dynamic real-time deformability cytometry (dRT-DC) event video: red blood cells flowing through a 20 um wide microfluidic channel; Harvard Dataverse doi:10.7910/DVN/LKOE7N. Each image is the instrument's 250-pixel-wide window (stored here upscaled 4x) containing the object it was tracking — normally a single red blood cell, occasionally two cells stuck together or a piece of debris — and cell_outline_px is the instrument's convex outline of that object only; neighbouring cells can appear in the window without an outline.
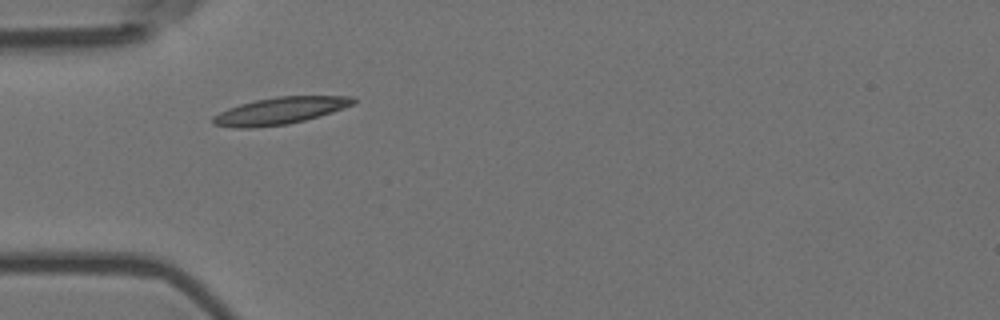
{"species": "Egyptian fruit bat (a non-hibernating species)", "species_latin": "Rousettus aegyptiacus", "temperature_condition": "room temperature", "stored_images_in_passage": 4, "camera_frame_rate_fps": 3000, "um_per_image_px": 0.085, "animal": {"sex": "female"}, "frame": {"image": 1, "passage_image": 1, "time_ms": 0.0, "image_size_px": [1000, 320], "cell_outline_px": [[356, 100], [352, 104], [332, 112], [304, 120], [288, 124], [252, 128], [236, 128], [212, 124], [212, 116], [228, 108], [240, 104], [256, 100], [276, 96], [352, 96]], "centroid_in_image_um": [23.75, 9.42], "position_along_channel_um": 61.2, "area_um2": 21.91}}
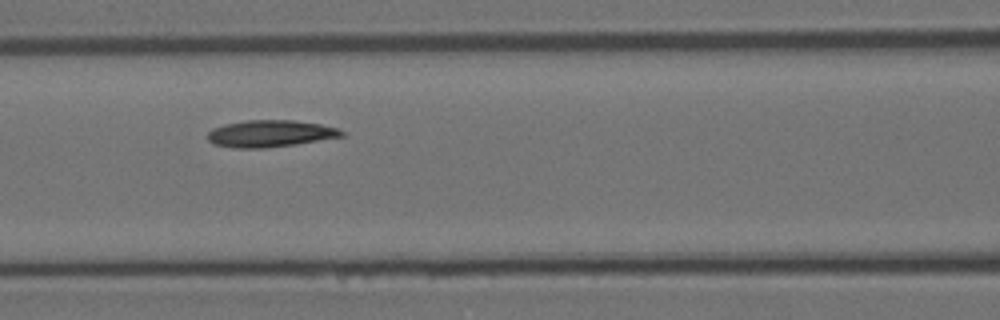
{"frame": {"image": 2, "passage_image": 3, "time_ms": 0.667, "image_size_px": [1000, 320], "cell_outline_px": [[344, 136], [296, 144], [264, 148], [236, 148], [212, 144], [208, 140], [208, 132], [212, 128], [224, 124], [244, 120], [296, 120], [320, 124], [336, 128], [344, 132]], "centroid_in_image_um": [22.93, 11.35], "position_along_channel_um": 143.7, "area_um2": 21.04}}
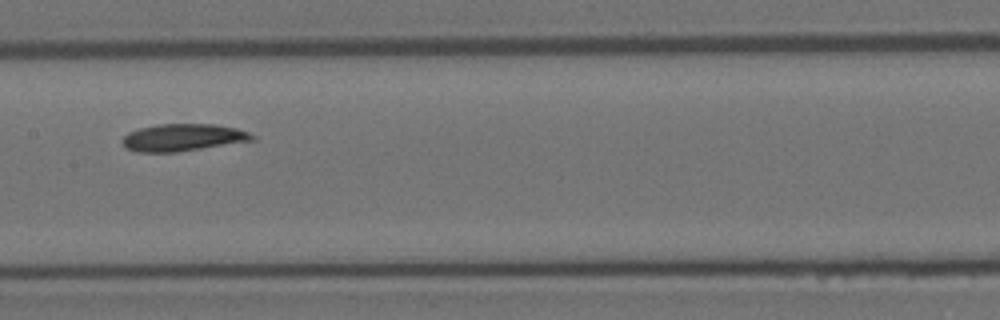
{"frame": {"image": 3, "passage_image": 4, "time_ms": 1.0, "image_size_px": [1000, 320], "cell_outline_px": [[256, 140], [176, 152], [136, 152], [124, 148], [120, 140], [128, 132], [140, 128], [156, 124], [216, 124], [236, 128], [248, 132], [256, 136]], "centroid_in_image_um": [15.52, 11.69], "position_along_channel_um": 191.9, "area_um2": 20.81}}